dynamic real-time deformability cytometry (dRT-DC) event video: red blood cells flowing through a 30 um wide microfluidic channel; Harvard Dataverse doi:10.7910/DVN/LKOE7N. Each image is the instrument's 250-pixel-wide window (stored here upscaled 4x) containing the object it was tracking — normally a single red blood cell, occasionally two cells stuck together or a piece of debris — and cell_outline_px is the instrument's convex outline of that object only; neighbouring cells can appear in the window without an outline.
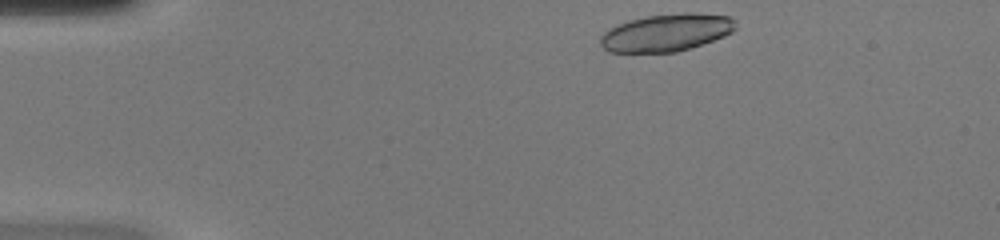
{"species": "common noctule bat (a hibernating species)", "species_latin": "Nyctalus noctula", "temperature_condition": "warm", "stored_images_in_passage": 41, "camera_frame_rate_fps": 3000, "um_per_image_px": 0.085, "animal": {"sex": "female", "body_mass_g": 20.0, "forearm_length_mm": 54.0}, "frame": {"image": 1, "passage_image": 1, "time_ms": 0.0, "image_size_px": [1000, 240], "cell_outline_px": [[736, 28], [732, 32], [724, 36], [676, 52], [608, 52], [600, 44], [600, 36], [604, 32], [628, 20], [648, 16], [684, 12], [692, 12], [728, 16], [736, 20]], "centroid_in_image_um": [56.65, 2.76], "position_along_channel_um": 28.3, "area_um2": 29.3}}